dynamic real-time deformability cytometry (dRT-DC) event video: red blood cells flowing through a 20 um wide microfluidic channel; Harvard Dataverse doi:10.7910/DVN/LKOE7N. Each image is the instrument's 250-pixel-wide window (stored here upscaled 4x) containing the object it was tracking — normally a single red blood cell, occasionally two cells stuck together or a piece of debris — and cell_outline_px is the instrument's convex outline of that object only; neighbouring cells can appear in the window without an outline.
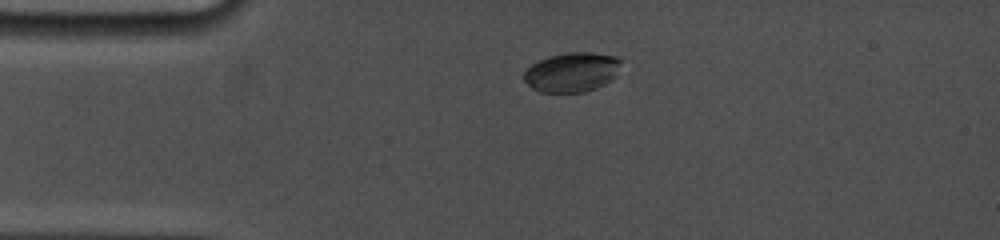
{"species": "common noctule bat (a hibernating species)", "species_latin": "Nyctalus noctula", "temperature_condition": "cold", "stored_images_in_passage": 28, "camera_frame_rate_fps": 5000, "um_per_image_px": 0.085, "animal": {"sex": "female", "body_mass_g": 19.0, "forearm_length_mm": 53.3}, "frame": {"image": 1, "passage_image": 5, "time_ms": 2.2, "image_size_px": [1000, 240], "cell_outline_px": [[620, 60], [616, 76], [612, 80], [596, 88], [584, 92], [540, 92], [532, 88], [524, 80], [524, 72], [532, 64], [540, 60], [552, 56], [568, 52], [592, 52], [616, 56]], "centroid_in_image_um": [48.62, 6.14], "position_along_channel_um": 36.4, "area_um2": 22.2}}
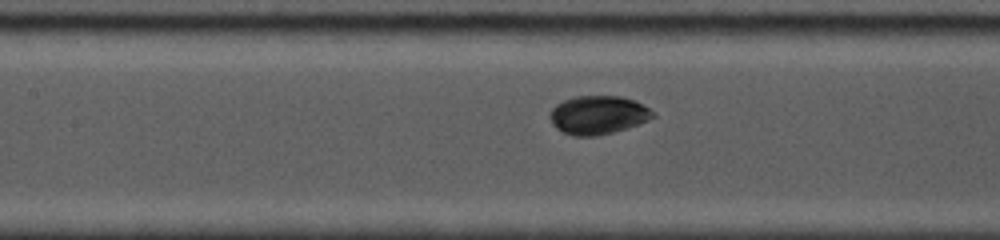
{"frame": {"image": 2, "passage_image": 18, "time_ms": 6.2, "image_size_px": [1000, 240], "cell_outline_px": [[656, 116], [648, 120], [628, 128], [596, 136], [572, 136], [556, 128], [552, 124], [548, 116], [548, 112], [556, 104], [572, 96], [620, 96], [632, 100], [656, 112]], "centroid_in_image_um": [50.8, 9.77], "position_along_channel_um": 156.6, "area_um2": 23.24}}
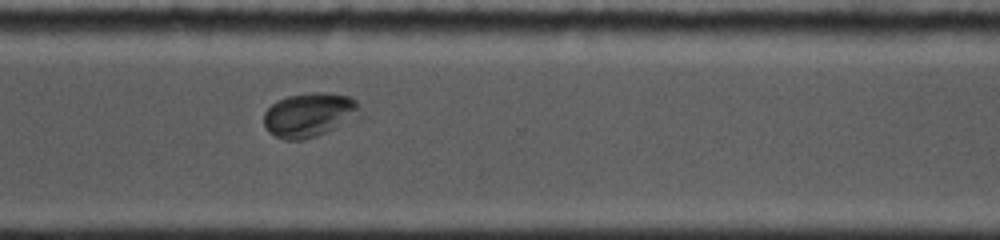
{"frame": {"image": 3, "passage_image": 28, "time_ms": 11.2, "image_size_px": [1000, 240], "cell_outline_px": [[360, 116], [316, 136], [304, 140], [284, 140], [268, 132], [264, 124], [264, 112], [272, 104], [288, 96], [308, 92], [328, 92], [348, 96], [356, 100]], "centroid_in_image_um": [26.27, 9.76], "position_along_channel_um": 344.3, "area_um2": 24.62}}